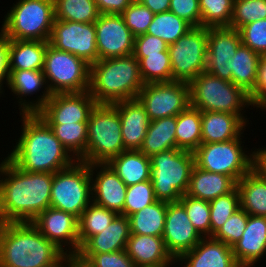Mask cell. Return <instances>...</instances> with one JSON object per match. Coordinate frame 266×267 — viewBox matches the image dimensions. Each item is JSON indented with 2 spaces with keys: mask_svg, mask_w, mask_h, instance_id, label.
<instances>
[{
  "mask_svg": "<svg viewBox=\"0 0 266 267\" xmlns=\"http://www.w3.org/2000/svg\"><path fill=\"white\" fill-rule=\"evenodd\" d=\"M144 85L133 54L101 59L90 66L88 92L97 104L136 99Z\"/></svg>",
  "mask_w": 266,
  "mask_h": 267,
  "instance_id": "4",
  "label": "cell"
},
{
  "mask_svg": "<svg viewBox=\"0 0 266 267\" xmlns=\"http://www.w3.org/2000/svg\"><path fill=\"white\" fill-rule=\"evenodd\" d=\"M92 202L90 164L76 160L53 174L50 207L80 217Z\"/></svg>",
  "mask_w": 266,
  "mask_h": 267,
  "instance_id": "9",
  "label": "cell"
},
{
  "mask_svg": "<svg viewBox=\"0 0 266 267\" xmlns=\"http://www.w3.org/2000/svg\"><path fill=\"white\" fill-rule=\"evenodd\" d=\"M176 119V148L194 152L202 143L201 111L189 105Z\"/></svg>",
  "mask_w": 266,
  "mask_h": 267,
  "instance_id": "35",
  "label": "cell"
},
{
  "mask_svg": "<svg viewBox=\"0 0 266 267\" xmlns=\"http://www.w3.org/2000/svg\"><path fill=\"white\" fill-rule=\"evenodd\" d=\"M108 164L126 186L150 180L151 160L140 150H125Z\"/></svg>",
  "mask_w": 266,
  "mask_h": 267,
  "instance_id": "29",
  "label": "cell"
},
{
  "mask_svg": "<svg viewBox=\"0 0 266 267\" xmlns=\"http://www.w3.org/2000/svg\"><path fill=\"white\" fill-rule=\"evenodd\" d=\"M257 150V151H256ZM253 152V169L266 179V148L255 149Z\"/></svg>",
  "mask_w": 266,
  "mask_h": 267,
  "instance_id": "55",
  "label": "cell"
},
{
  "mask_svg": "<svg viewBox=\"0 0 266 267\" xmlns=\"http://www.w3.org/2000/svg\"><path fill=\"white\" fill-rule=\"evenodd\" d=\"M210 237H212L228 218L240 208V194L236 187L232 192L209 201Z\"/></svg>",
  "mask_w": 266,
  "mask_h": 267,
  "instance_id": "42",
  "label": "cell"
},
{
  "mask_svg": "<svg viewBox=\"0 0 266 267\" xmlns=\"http://www.w3.org/2000/svg\"><path fill=\"white\" fill-rule=\"evenodd\" d=\"M252 106L266 110V63L261 59L254 89L249 93Z\"/></svg>",
  "mask_w": 266,
  "mask_h": 267,
  "instance_id": "52",
  "label": "cell"
},
{
  "mask_svg": "<svg viewBox=\"0 0 266 267\" xmlns=\"http://www.w3.org/2000/svg\"><path fill=\"white\" fill-rule=\"evenodd\" d=\"M55 20L93 23L100 16L94 0H53Z\"/></svg>",
  "mask_w": 266,
  "mask_h": 267,
  "instance_id": "38",
  "label": "cell"
},
{
  "mask_svg": "<svg viewBox=\"0 0 266 267\" xmlns=\"http://www.w3.org/2000/svg\"><path fill=\"white\" fill-rule=\"evenodd\" d=\"M21 118L19 140L7 154L16 167L27 172L54 174L76 161L38 114H22Z\"/></svg>",
  "mask_w": 266,
  "mask_h": 267,
  "instance_id": "2",
  "label": "cell"
},
{
  "mask_svg": "<svg viewBox=\"0 0 266 267\" xmlns=\"http://www.w3.org/2000/svg\"><path fill=\"white\" fill-rule=\"evenodd\" d=\"M238 265L253 267L266 255V216L248 215L241 238L232 246Z\"/></svg>",
  "mask_w": 266,
  "mask_h": 267,
  "instance_id": "22",
  "label": "cell"
},
{
  "mask_svg": "<svg viewBox=\"0 0 266 267\" xmlns=\"http://www.w3.org/2000/svg\"><path fill=\"white\" fill-rule=\"evenodd\" d=\"M201 124L202 143L236 139L243 134L247 127V123L239 115L212 111L201 112Z\"/></svg>",
  "mask_w": 266,
  "mask_h": 267,
  "instance_id": "26",
  "label": "cell"
},
{
  "mask_svg": "<svg viewBox=\"0 0 266 267\" xmlns=\"http://www.w3.org/2000/svg\"><path fill=\"white\" fill-rule=\"evenodd\" d=\"M207 45V27H192L175 43L168 45L172 81L189 84L206 70Z\"/></svg>",
  "mask_w": 266,
  "mask_h": 267,
  "instance_id": "12",
  "label": "cell"
},
{
  "mask_svg": "<svg viewBox=\"0 0 266 267\" xmlns=\"http://www.w3.org/2000/svg\"><path fill=\"white\" fill-rule=\"evenodd\" d=\"M117 215L114 211L108 210L92 201L78 218L80 247L91 236L101 233Z\"/></svg>",
  "mask_w": 266,
  "mask_h": 267,
  "instance_id": "36",
  "label": "cell"
},
{
  "mask_svg": "<svg viewBox=\"0 0 266 267\" xmlns=\"http://www.w3.org/2000/svg\"><path fill=\"white\" fill-rule=\"evenodd\" d=\"M9 48L10 39L0 31V94L3 92V82L6 81L7 85L9 80Z\"/></svg>",
  "mask_w": 266,
  "mask_h": 267,
  "instance_id": "53",
  "label": "cell"
},
{
  "mask_svg": "<svg viewBox=\"0 0 266 267\" xmlns=\"http://www.w3.org/2000/svg\"><path fill=\"white\" fill-rule=\"evenodd\" d=\"M125 24L130 29L134 37L146 34L151 24L154 13L142 5L138 0H134L121 14Z\"/></svg>",
  "mask_w": 266,
  "mask_h": 267,
  "instance_id": "46",
  "label": "cell"
},
{
  "mask_svg": "<svg viewBox=\"0 0 266 267\" xmlns=\"http://www.w3.org/2000/svg\"><path fill=\"white\" fill-rule=\"evenodd\" d=\"M176 116L150 122L140 151L151 157L162 151L176 148Z\"/></svg>",
  "mask_w": 266,
  "mask_h": 267,
  "instance_id": "32",
  "label": "cell"
},
{
  "mask_svg": "<svg viewBox=\"0 0 266 267\" xmlns=\"http://www.w3.org/2000/svg\"><path fill=\"white\" fill-rule=\"evenodd\" d=\"M8 88L19 98L20 115L37 114L51 98L52 93L48 87L43 70H10ZM45 88L43 94L34 101L25 100L39 90ZM42 88V89H41ZM24 97V98H22Z\"/></svg>",
  "mask_w": 266,
  "mask_h": 267,
  "instance_id": "21",
  "label": "cell"
},
{
  "mask_svg": "<svg viewBox=\"0 0 266 267\" xmlns=\"http://www.w3.org/2000/svg\"><path fill=\"white\" fill-rule=\"evenodd\" d=\"M241 44L239 30L230 27H209L205 71L232 82L230 58L235 55Z\"/></svg>",
  "mask_w": 266,
  "mask_h": 267,
  "instance_id": "18",
  "label": "cell"
},
{
  "mask_svg": "<svg viewBox=\"0 0 266 267\" xmlns=\"http://www.w3.org/2000/svg\"><path fill=\"white\" fill-rule=\"evenodd\" d=\"M234 0H199L201 27H229Z\"/></svg>",
  "mask_w": 266,
  "mask_h": 267,
  "instance_id": "41",
  "label": "cell"
},
{
  "mask_svg": "<svg viewBox=\"0 0 266 267\" xmlns=\"http://www.w3.org/2000/svg\"><path fill=\"white\" fill-rule=\"evenodd\" d=\"M162 238L167 251L178 259L183 253L192 250L203 236L192 225L185 207L178 201L167 203Z\"/></svg>",
  "mask_w": 266,
  "mask_h": 267,
  "instance_id": "19",
  "label": "cell"
},
{
  "mask_svg": "<svg viewBox=\"0 0 266 267\" xmlns=\"http://www.w3.org/2000/svg\"><path fill=\"white\" fill-rule=\"evenodd\" d=\"M240 207L248 214L266 216V179L253 168L238 182Z\"/></svg>",
  "mask_w": 266,
  "mask_h": 267,
  "instance_id": "31",
  "label": "cell"
},
{
  "mask_svg": "<svg viewBox=\"0 0 266 267\" xmlns=\"http://www.w3.org/2000/svg\"><path fill=\"white\" fill-rule=\"evenodd\" d=\"M48 41L10 39L9 70H43Z\"/></svg>",
  "mask_w": 266,
  "mask_h": 267,
  "instance_id": "30",
  "label": "cell"
},
{
  "mask_svg": "<svg viewBox=\"0 0 266 267\" xmlns=\"http://www.w3.org/2000/svg\"><path fill=\"white\" fill-rule=\"evenodd\" d=\"M1 31L14 40L49 41L54 16L53 0H18L4 16Z\"/></svg>",
  "mask_w": 266,
  "mask_h": 267,
  "instance_id": "8",
  "label": "cell"
},
{
  "mask_svg": "<svg viewBox=\"0 0 266 267\" xmlns=\"http://www.w3.org/2000/svg\"><path fill=\"white\" fill-rule=\"evenodd\" d=\"M90 172L92 201L122 215L127 190L126 184L108 163L90 164Z\"/></svg>",
  "mask_w": 266,
  "mask_h": 267,
  "instance_id": "20",
  "label": "cell"
},
{
  "mask_svg": "<svg viewBox=\"0 0 266 267\" xmlns=\"http://www.w3.org/2000/svg\"><path fill=\"white\" fill-rule=\"evenodd\" d=\"M94 24L98 60L133 54L135 37L121 15L100 14Z\"/></svg>",
  "mask_w": 266,
  "mask_h": 267,
  "instance_id": "16",
  "label": "cell"
},
{
  "mask_svg": "<svg viewBox=\"0 0 266 267\" xmlns=\"http://www.w3.org/2000/svg\"><path fill=\"white\" fill-rule=\"evenodd\" d=\"M0 223L32 222L50 207L53 173L27 172L0 162Z\"/></svg>",
  "mask_w": 266,
  "mask_h": 267,
  "instance_id": "1",
  "label": "cell"
},
{
  "mask_svg": "<svg viewBox=\"0 0 266 267\" xmlns=\"http://www.w3.org/2000/svg\"><path fill=\"white\" fill-rule=\"evenodd\" d=\"M63 254L32 222L0 223V267H46Z\"/></svg>",
  "mask_w": 266,
  "mask_h": 267,
  "instance_id": "3",
  "label": "cell"
},
{
  "mask_svg": "<svg viewBox=\"0 0 266 267\" xmlns=\"http://www.w3.org/2000/svg\"><path fill=\"white\" fill-rule=\"evenodd\" d=\"M136 59L139 62L140 75L144 84L172 81L169 52H159V54Z\"/></svg>",
  "mask_w": 266,
  "mask_h": 267,
  "instance_id": "40",
  "label": "cell"
},
{
  "mask_svg": "<svg viewBox=\"0 0 266 267\" xmlns=\"http://www.w3.org/2000/svg\"><path fill=\"white\" fill-rule=\"evenodd\" d=\"M169 11L185 20L192 27H201L199 0H170Z\"/></svg>",
  "mask_w": 266,
  "mask_h": 267,
  "instance_id": "51",
  "label": "cell"
},
{
  "mask_svg": "<svg viewBox=\"0 0 266 267\" xmlns=\"http://www.w3.org/2000/svg\"><path fill=\"white\" fill-rule=\"evenodd\" d=\"M191 28L192 26L185 20L168 11L154 14L146 33L159 37L170 45L185 35Z\"/></svg>",
  "mask_w": 266,
  "mask_h": 267,
  "instance_id": "39",
  "label": "cell"
},
{
  "mask_svg": "<svg viewBox=\"0 0 266 267\" xmlns=\"http://www.w3.org/2000/svg\"><path fill=\"white\" fill-rule=\"evenodd\" d=\"M126 252L136 267L178 261L167 251L162 237L131 234Z\"/></svg>",
  "mask_w": 266,
  "mask_h": 267,
  "instance_id": "28",
  "label": "cell"
},
{
  "mask_svg": "<svg viewBox=\"0 0 266 267\" xmlns=\"http://www.w3.org/2000/svg\"><path fill=\"white\" fill-rule=\"evenodd\" d=\"M142 5L149 8L154 14L168 12L170 0H138Z\"/></svg>",
  "mask_w": 266,
  "mask_h": 267,
  "instance_id": "56",
  "label": "cell"
},
{
  "mask_svg": "<svg viewBox=\"0 0 266 267\" xmlns=\"http://www.w3.org/2000/svg\"><path fill=\"white\" fill-rule=\"evenodd\" d=\"M66 150L80 160L86 153L88 123L48 124Z\"/></svg>",
  "mask_w": 266,
  "mask_h": 267,
  "instance_id": "37",
  "label": "cell"
},
{
  "mask_svg": "<svg viewBox=\"0 0 266 267\" xmlns=\"http://www.w3.org/2000/svg\"><path fill=\"white\" fill-rule=\"evenodd\" d=\"M261 59L266 63V51L261 55Z\"/></svg>",
  "mask_w": 266,
  "mask_h": 267,
  "instance_id": "60",
  "label": "cell"
},
{
  "mask_svg": "<svg viewBox=\"0 0 266 267\" xmlns=\"http://www.w3.org/2000/svg\"><path fill=\"white\" fill-rule=\"evenodd\" d=\"M239 32L244 46L260 55L266 51V19L249 23L243 26Z\"/></svg>",
  "mask_w": 266,
  "mask_h": 267,
  "instance_id": "49",
  "label": "cell"
},
{
  "mask_svg": "<svg viewBox=\"0 0 266 267\" xmlns=\"http://www.w3.org/2000/svg\"><path fill=\"white\" fill-rule=\"evenodd\" d=\"M179 202L185 207L192 225L203 237H210V203L187 194Z\"/></svg>",
  "mask_w": 266,
  "mask_h": 267,
  "instance_id": "45",
  "label": "cell"
},
{
  "mask_svg": "<svg viewBox=\"0 0 266 267\" xmlns=\"http://www.w3.org/2000/svg\"><path fill=\"white\" fill-rule=\"evenodd\" d=\"M131 235L130 220L118 214L101 233L91 236L78 253H110L126 250Z\"/></svg>",
  "mask_w": 266,
  "mask_h": 267,
  "instance_id": "25",
  "label": "cell"
},
{
  "mask_svg": "<svg viewBox=\"0 0 266 267\" xmlns=\"http://www.w3.org/2000/svg\"><path fill=\"white\" fill-rule=\"evenodd\" d=\"M125 150L118 110L110 104H97L89 116L86 153L80 161L108 163Z\"/></svg>",
  "mask_w": 266,
  "mask_h": 267,
  "instance_id": "7",
  "label": "cell"
},
{
  "mask_svg": "<svg viewBox=\"0 0 266 267\" xmlns=\"http://www.w3.org/2000/svg\"><path fill=\"white\" fill-rule=\"evenodd\" d=\"M100 14L121 15L134 0H94Z\"/></svg>",
  "mask_w": 266,
  "mask_h": 267,
  "instance_id": "54",
  "label": "cell"
},
{
  "mask_svg": "<svg viewBox=\"0 0 266 267\" xmlns=\"http://www.w3.org/2000/svg\"><path fill=\"white\" fill-rule=\"evenodd\" d=\"M46 267H78L77 266V254L64 253L53 264Z\"/></svg>",
  "mask_w": 266,
  "mask_h": 267,
  "instance_id": "57",
  "label": "cell"
},
{
  "mask_svg": "<svg viewBox=\"0 0 266 267\" xmlns=\"http://www.w3.org/2000/svg\"><path fill=\"white\" fill-rule=\"evenodd\" d=\"M155 198L166 203L178 202L189 188L195 165L194 152L172 148L150 157Z\"/></svg>",
  "mask_w": 266,
  "mask_h": 267,
  "instance_id": "5",
  "label": "cell"
},
{
  "mask_svg": "<svg viewBox=\"0 0 266 267\" xmlns=\"http://www.w3.org/2000/svg\"><path fill=\"white\" fill-rule=\"evenodd\" d=\"M77 255L92 267H136L126 250L110 253H77Z\"/></svg>",
  "mask_w": 266,
  "mask_h": 267,
  "instance_id": "48",
  "label": "cell"
},
{
  "mask_svg": "<svg viewBox=\"0 0 266 267\" xmlns=\"http://www.w3.org/2000/svg\"><path fill=\"white\" fill-rule=\"evenodd\" d=\"M77 266L78 267H92L86 260L81 259L78 255H77Z\"/></svg>",
  "mask_w": 266,
  "mask_h": 267,
  "instance_id": "59",
  "label": "cell"
},
{
  "mask_svg": "<svg viewBox=\"0 0 266 267\" xmlns=\"http://www.w3.org/2000/svg\"><path fill=\"white\" fill-rule=\"evenodd\" d=\"M137 99L151 121L177 116L190 105L189 84L178 81L146 83Z\"/></svg>",
  "mask_w": 266,
  "mask_h": 267,
  "instance_id": "13",
  "label": "cell"
},
{
  "mask_svg": "<svg viewBox=\"0 0 266 267\" xmlns=\"http://www.w3.org/2000/svg\"><path fill=\"white\" fill-rule=\"evenodd\" d=\"M43 73L52 94L89 90L90 65L71 53L56 49L49 41Z\"/></svg>",
  "mask_w": 266,
  "mask_h": 267,
  "instance_id": "10",
  "label": "cell"
},
{
  "mask_svg": "<svg viewBox=\"0 0 266 267\" xmlns=\"http://www.w3.org/2000/svg\"><path fill=\"white\" fill-rule=\"evenodd\" d=\"M166 212L167 203L157 200L140 211L131 214L128 217L130 220L131 234L162 237Z\"/></svg>",
  "mask_w": 266,
  "mask_h": 267,
  "instance_id": "34",
  "label": "cell"
},
{
  "mask_svg": "<svg viewBox=\"0 0 266 267\" xmlns=\"http://www.w3.org/2000/svg\"><path fill=\"white\" fill-rule=\"evenodd\" d=\"M261 19H266V0H234L230 28L240 30Z\"/></svg>",
  "mask_w": 266,
  "mask_h": 267,
  "instance_id": "43",
  "label": "cell"
},
{
  "mask_svg": "<svg viewBox=\"0 0 266 267\" xmlns=\"http://www.w3.org/2000/svg\"><path fill=\"white\" fill-rule=\"evenodd\" d=\"M97 105L88 91L52 94L37 113L47 124L88 123L91 111Z\"/></svg>",
  "mask_w": 266,
  "mask_h": 267,
  "instance_id": "15",
  "label": "cell"
},
{
  "mask_svg": "<svg viewBox=\"0 0 266 267\" xmlns=\"http://www.w3.org/2000/svg\"><path fill=\"white\" fill-rule=\"evenodd\" d=\"M156 201L151 180L127 186L122 215L129 217L131 214L140 211Z\"/></svg>",
  "mask_w": 266,
  "mask_h": 267,
  "instance_id": "44",
  "label": "cell"
},
{
  "mask_svg": "<svg viewBox=\"0 0 266 267\" xmlns=\"http://www.w3.org/2000/svg\"><path fill=\"white\" fill-rule=\"evenodd\" d=\"M159 52H169L168 44L159 37L146 33L134 38L133 56L135 58H145Z\"/></svg>",
  "mask_w": 266,
  "mask_h": 267,
  "instance_id": "50",
  "label": "cell"
},
{
  "mask_svg": "<svg viewBox=\"0 0 266 267\" xmlns=\"http://www.w3.org/2000/svg\"><path fill=\"white\" fill-rule=\"evenodd\" d=\"M190 105L201 112H225L239 115L247 124L242 110L252 103L249 94L232 82L222 80L207 71L200 73L189 83Z\"/></svg>",
  "mask_w": 266,
  "mask_h": 267,
  "instance_id": "6",
  "label": "cell"
},
{
  "mask_svg": "<svg viewBox=\"0 0 266 267\" xmlns=\"http://www.w3.org/2000/svg\"><path fill=\"white\" fill-rule=\"evenodd\" d=\"M237 182L230 176L213 173L193 166L187 195L211 201L219 196L232 192Z\"/></svg>",
  "mask_w": 266,
  "mask_h": 267,
  "instance_id": "27",
  "label": "cell"
},
{
  "mask_svg": "<svg viewBox=\"0 0 266 267\" xmlns=\"http://www.w3.org/2000/svg\"><path fill=\"white\" fill-rule=\"evenodd\" d=\"M49 43L58 50L83 59L90 66L98 61L94 22L54 20Z\"/></svg>",
  "mask_w": 266,
  "mask_h": 267,
  "instance_id": "14",
  "label": "cell"
},
{
  "mask_svg": "<svg viewBox=\"0 0 266 267\" xmlns=\"http://www.w3.org/2000/svg\"><path fill=\"white\" fill-rule=\"evenodd\" d=\"M175 262L177 263L178 261H168L167 263L155 264V265H145V266H141V267H170V265L172 266V264H175Z\"/></svg>",
  "mask_w": 266,
  "mask_h": 267,
  "instance_id": "58",
  "label": "cell"
},
{
  "mask_svg": "<svg viewBox=\"0 0 266 267\" xmlns=\"http://www.w3.org/2000/svg\"><path fill=\"white\" fill-rule=\"evenodd\" d=\"M248 222V214L240 207L212 236L213 239L233 246L242 236Z\"/></svg>",
  "mask_w": 266,
  "mask_h": 267,
  "instance_id": "47",
  "label": "cell"
},
{
  "mask_svg": "<svg viewBox=\"0 0 266 267\" xmlns=\"http://www.w3.org/2000/svg\"><path fill=\"white\" fill-rule=\"evenodd\" d=\"M32 224L64 253L79 252L78 217L75 215L49 207L40 213Z\"/></svg>",
  "mask_w": 266,
  "mask_h": 267,
  "instance_id": "17",
  "label": "cell"
},
{
  "mask_svg": "<svg viewBox=\"0 0 266 267\" xmlns=\"http://www.w3.org/2000/svg\"><path fill=\"white\" fill-rule=\"evenodd\" d=\"M241 137L243 135L224 142L201 143L194 151L195 165L206 171L230 176L238 182L253 168V152L243 150Z\"/></svg>",
  "mask_w": 266,
  "mask_h": 267,
  "instance_id": "11",
  "label": "cell"
},
{
  "mask_svg": "<svg viewBox=\"0 0 266 267\" xmlns=\"http://www.w3.org/2000/svg\"><path fill=\"white\" fill-rule=\"evenodd\" d=\"M261 55L241 44L230 58L232 83L243 88L248 94L254 89Z\"/></svg>",
  "mask_w": 266,
  "mask_h": 267,
  "instance_id": "33",
  "label": "cell"
},
{
  "mask_svg": "<svg viewBox=\"0 0 266 267\" xmlns=\"http://www.w3.org/2000/svg\"><path fill=\"white\" fill-rule=\"evenodd\" d=\"M119 113L123 145L126 150H140L151 120L144 106L136 99L112 104Z\"/></svg>",
  "mask_w": 266,
  "mask_h": 267,
  "instance_id": "23",
  "label": "cell"
},
{
  "mask_svg": "<svg viewBox=\"0 0 266 267\" xmlns=\"http://www.w3.org/2000/svg\"><path fill=\"white\" fill-rule=\"evenodd\" d=\"M178 262L184 267H238L232 247L212 237H203L190 251L183 253Z\"/></svg>",
  "mask_w": 266,
  "mask_h": 267,
  "instance_id": "24",
  "label": "cell"
}]
</instances>
